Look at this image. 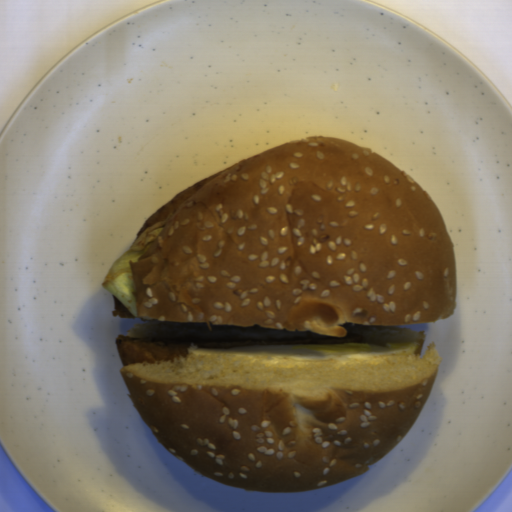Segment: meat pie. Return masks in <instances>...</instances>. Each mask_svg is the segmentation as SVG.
<instances>
[{"instance_id": "3", "label": "meat pie", "mask_w": 512, "mask_h": 512, "mask_svg": "<svg viewBox=\"0 0 512 512\" xmlns=\"http://www.w3.org/2000/svg\"><path fill=\"white\" fill-rule=\"evenodd\" d=\"M114 308L112 315L114 318H129L135 319L136 316H133L125 306L113 295Z\"/></svg>"}, {"instance_id": "1", "label": "meat pie", "mask_w": 512, "mask_h": 512, "mask_svg": "<svg viewBox=\"0 0 512 512\" xmlns=\"http://www.w3.org/2000/svg\"><path fill=\"white\" fill-rule=\"evenodd\" d=\"M362 341V336L347 338H299L253 340L228 337H130L120 335L115 340L119 360L124 367L167 362L187 357L190 344L197 349L232 348L267 345H339Z\"/></svg>"}, {"instance_id": "2", "label": "meat pie", "mask_w": 512, "mask_h": 512, "mask_svg": "<svg viewBox=\"0 0 512 512\" xmlns=\"http://www.w3.org/2000/svg\"><path fill=\"white\" fill-rule=\"evenodd\" d=\"M224 171V170H223ZM223 171L212 174L189 186L182 192L178 193L163 206H161L154 214H152L140 228L137 239L143 232L150 226H153L161 221H167L176 211H178L191 197H193L201 188L209 184L211 181L221 175Z\"/></svg>"}]
</instances>
